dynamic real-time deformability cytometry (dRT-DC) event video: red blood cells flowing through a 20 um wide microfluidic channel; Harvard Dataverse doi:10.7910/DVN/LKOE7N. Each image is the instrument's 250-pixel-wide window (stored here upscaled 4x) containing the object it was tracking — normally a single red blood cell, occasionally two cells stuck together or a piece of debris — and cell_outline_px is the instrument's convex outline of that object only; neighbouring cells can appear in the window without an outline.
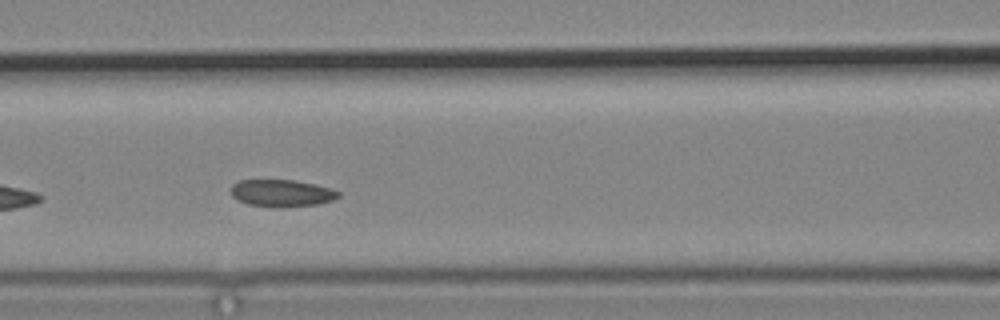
{"species": "common noctule bat (a hibernating species)", "species_latin": "Nyctalus noctula", "temperature_condition": "cold", "stored_images_in_passage": 8, "camera_frame_rate_fps": 3000, "um_per_image_px": 0.085, "animal": {"sex": "male", "body_mass_g": 19.2, "forearm_length_mm": 51.8}, "frame": {"image": 1, "passage_image": 6, "time_ms": 5.667, "image_size_px": [1000, 320], "cell_outline_px": [[340, 196], [332, 200], [320, 204], [248, 204], [236, 200], [232, 196], [232, 184], [240, 180], [292, 180], [316, 184], [332, 188], [340, 192]], "centroid_in_image_um": [23.96, 16.36], "position_along_channel_um": 142.6, "area_um2": 16.13}}
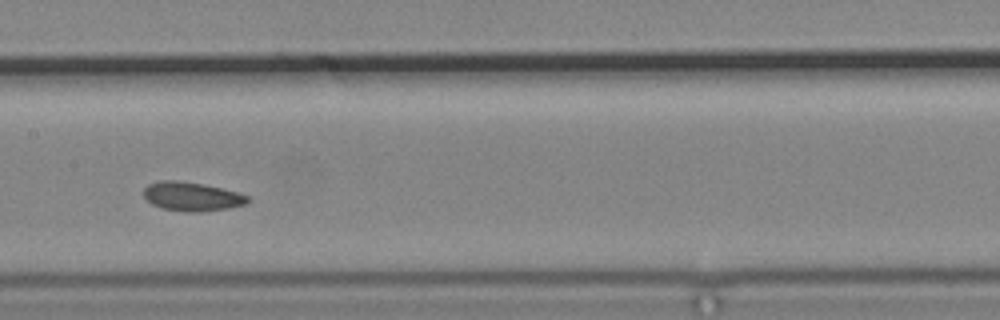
{"frame": {"image": 2, "passage_image": 7, "time_ms": 7.0, "image_size_px": [1000, 320], "cell_outline_px": [[252, 200], [244, 204], [228, 208], [200, 212], [184, 212], [160, 208], [152, 204], [144, 196], [144, 188], [148, 184], [160, 180], [176, 180], [204, 184], [236, 192], [248, 196]], "centroid_in_image_um": [16.29, 16.7], "position_along_channel_um": 191.1, "area_um2": 17.57}}
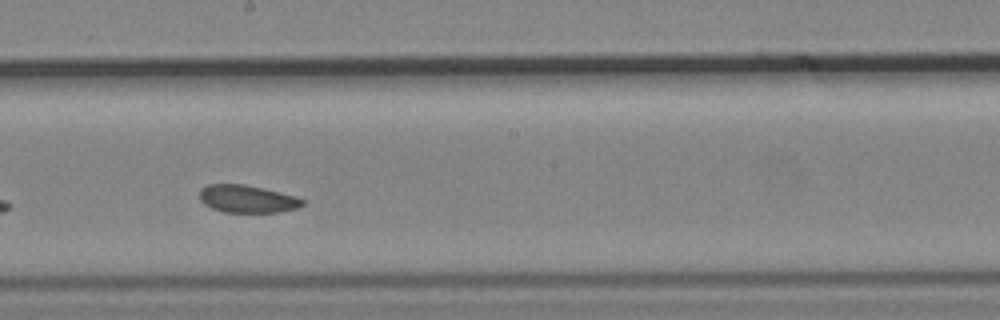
{"frame": {"image": 3, "passage_image": 8, "time_ms": 8.0, "image_size_px": [1000, 320], "cell_outline_px": [[304, 204], [296, 208], [280, 212], [224, 212], [212, 208], [204, 204], [200, 200], [200, 188], [208, 184], [244, 184], [264, 188], [296, 196], [304, 200]], "centroid_in_image_um": [21.0, 16.9], "position_along_channel_um": 227.2, "area_um2": 16.59}}